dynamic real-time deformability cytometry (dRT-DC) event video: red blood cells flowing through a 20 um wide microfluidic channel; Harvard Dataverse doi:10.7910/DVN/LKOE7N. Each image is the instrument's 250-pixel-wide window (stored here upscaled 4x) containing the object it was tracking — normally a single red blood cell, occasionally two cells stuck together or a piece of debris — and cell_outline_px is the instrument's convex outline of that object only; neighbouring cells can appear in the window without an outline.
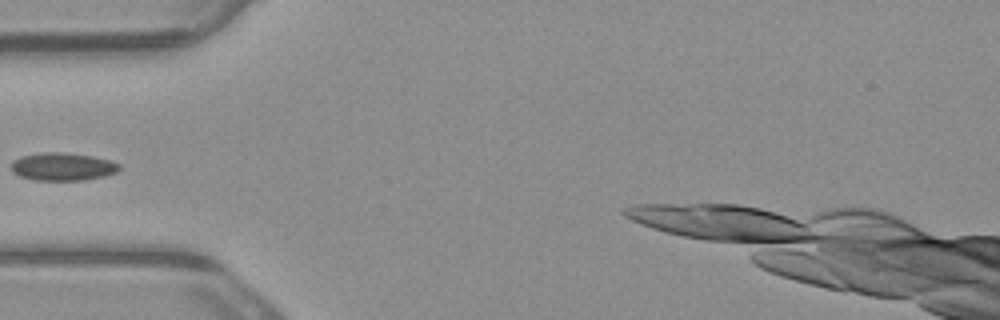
{"species": "common noctule bat (a hibernating species)", "species_latin": "Nyctalus noctula", "temperature_condition": "warm", "stored_images_in_passage": 5, "camera_frame_rate_fps": 3000, "um_per_image_px": 0.085, "animal": {"sex": "male", "body_mass_g": 23.1, "forearm_length_mm": 52.7}, "frame": {"image": 1, "passage_image": 4, "time_ms": 1.0, "image_size_px": [1000, 320], "cell_outline_px": [[120, 168], [116, 172], [104, 176], [84, 180], [36, 180], [20, 176], [12, 172], [12, 160], [20, 156], [40, 152], [64, 152], [92, 156], [112, 160], [120, 164]], "centroid_in_image_um": [5.32, 14.15], "position_along_channel_um": 79.7, "area_um2": 17.69}}
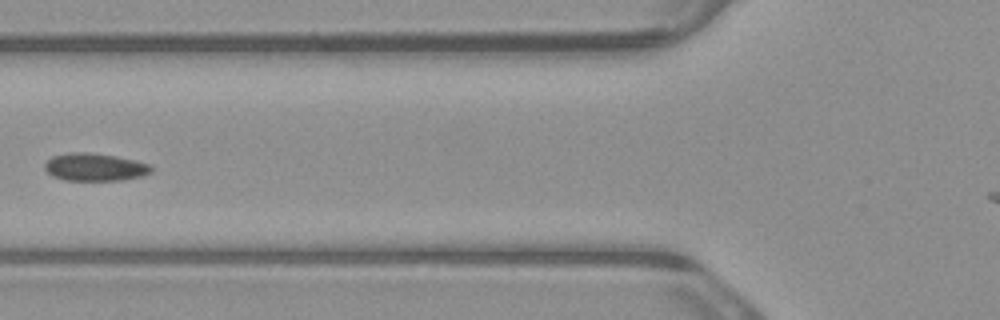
{"frame": {"image": 2, "passage_image": 5, "time_ms": 1.333, "image_size_px": [1000, 320], "cell_outline_px": [[152, 172], [144, 176], [120, 180], [64, 180], [52, 176], [44, 168], [44, 164], [52, 156], [68, 152], [84, 152], [116, 156], [136, 160], [152, 164]], "centroid_in_image_um": [8.09, 14.2], "position_along_channel_um": 117.7, "area_um2": 17.34}}